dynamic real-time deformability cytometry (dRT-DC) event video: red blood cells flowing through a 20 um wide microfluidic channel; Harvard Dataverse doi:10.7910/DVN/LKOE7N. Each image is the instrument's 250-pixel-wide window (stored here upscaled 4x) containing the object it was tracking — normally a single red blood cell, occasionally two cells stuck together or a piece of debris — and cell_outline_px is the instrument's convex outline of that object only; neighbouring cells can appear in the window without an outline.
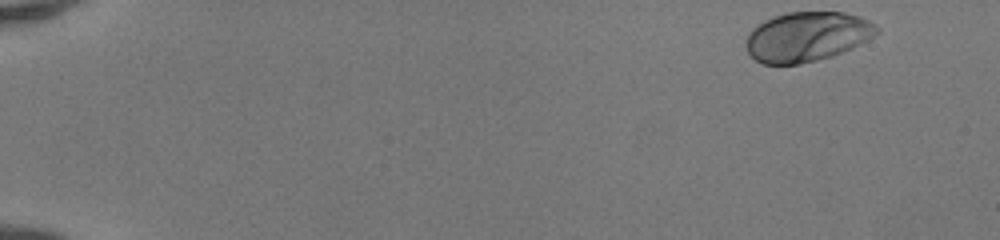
{"species": "human", "species_latin": "Homo sapiens", "temperature_condition": "room temperature", "stored_images_in_passage": 47, "camera_frame_rate_fps": 3000, "um_per_image_px": 0.085, "donor": {"sex": "female"}, "frame": {"image": 1, "passage_image": 1, "time_ms": 0.0, "image_size_px": [1000, 240], "cell_outline_px": [[880, 32], [868, 40], [852, 48], [832, 56], [800, 64], [764, 64], [756, 60], [748, 52], [744, 44], [752, 28], [756, 24], [764, 20], [788, 12], [844, 12], [860, 16], [876, 24], [880, 28]], "centroid_in_image_um": [68.62, 3.11], "position_along_channel_um": 16.4, "area_um2": 38.03}}
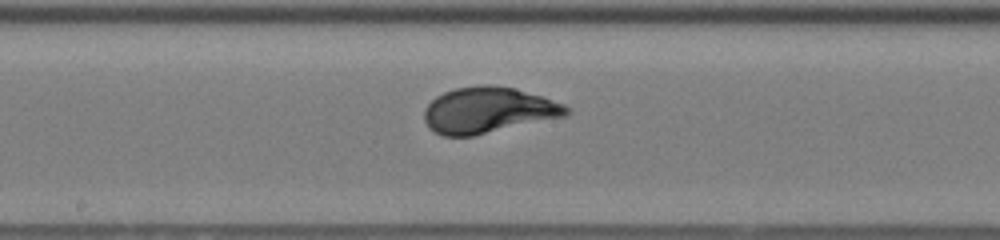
{"frame": {"image": 2, "passage_image": 26, "time_ms": 8.333, "image_size_px": [1000, 240], "cell_outline_px": [[572, 112], [568, 116], [472, 136], [444, 136], [428, 128], [424, 120], [424, 108], [436, 96], [444, 92], [456, 88], [480, 84], [488, 84], [516, 88], [564, 104], [572, 108]], "centroid_in_image_um": [41.52, 9.36], "position_along_channel_um": 206.7, "area_um2": 38.38}}
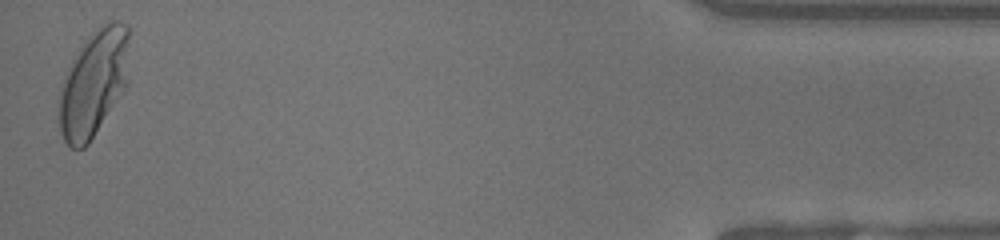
{"frame": {"image": 3, "passage_image": 47, "time_ms": 15.333, "image_size_px": [1000, 240], "cell_outline_px": [[128, 84], [88, 144], [84, 148], [72, 148], [64, 140], [60, 132], [60, 88], [68, 68], [72, 60], [88, 36], [104, 20], [120, 20], [128, 24]], "centroid_in_image_um": [7.99, 7.01], "position_along_channel_um": 427.2, "area_um2": 43.52}, "authors_computed_cell_mechanics": {"area_um2": 37.3388, "velocity_mm_per_s": 4.1705, "shape_relaxation_time_tau1_ms": 2.7848, "shape_relaxation_time_tau2_ms": null, "deformation_change_tau1": 0.1583, "deformation_change_tau2": null}}